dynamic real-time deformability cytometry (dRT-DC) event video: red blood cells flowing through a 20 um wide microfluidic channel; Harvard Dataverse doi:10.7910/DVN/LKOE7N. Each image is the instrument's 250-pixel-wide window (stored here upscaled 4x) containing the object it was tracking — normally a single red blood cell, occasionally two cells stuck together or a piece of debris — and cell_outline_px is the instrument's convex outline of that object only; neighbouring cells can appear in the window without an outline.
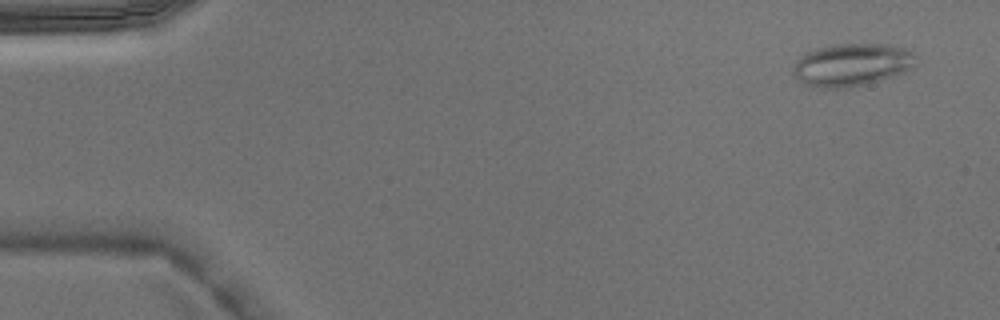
{"species": "Egyptian fruit bat (a non-hibernating species)", "species_latin": "Rousettus aegyptiacus", "temperature_condition": "warm", "stored_images_in_passage": 4, "camera_frame_rate_fps": 3000, "um_per_image_px": 0.085, "animal": {"sex": "male"}, "frame": {"image": 1, "passage_image": 1, "time_ms": 0.0, "image_size_px": [1000, 320], "cell_outline_px": [[916, 64], [912, 68], [904, 72], [880, 80], [864, 84], [844, 88], [820, 88], [804, 84], [796, 80], [792, 72], [792, 68], [796, 60], [808, 52], [828, 44], [888, 44], [904, 48], [912, 52], [916, 56]], "centroid_in_image_um": [72.38, 5.5], "position_along_channel_um": 12.6, "area_um2": 30.69}}